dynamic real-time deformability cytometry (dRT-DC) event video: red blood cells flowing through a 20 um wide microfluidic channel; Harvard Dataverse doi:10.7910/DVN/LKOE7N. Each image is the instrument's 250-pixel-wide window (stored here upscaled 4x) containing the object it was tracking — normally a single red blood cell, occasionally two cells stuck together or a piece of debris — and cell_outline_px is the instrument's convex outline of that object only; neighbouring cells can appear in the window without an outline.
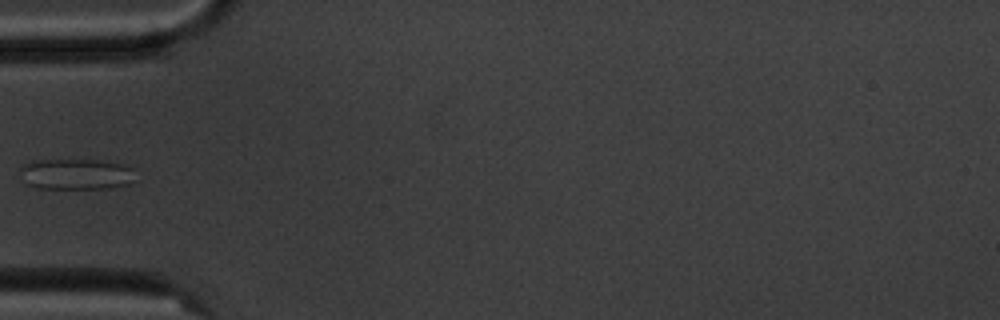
{"species": "common noctule bat (a hibernating species)", "species_latin": "Nyctalus noctula", "temperature_condition": "cold", "stored_images_in_passage": 5, "camera_frame_rate_fps": 3000, "um_per_image_px": 0.085, "animal": {"sex": "male", "body_mass_g": 20.1, "forearm_length_mm": 53.5}, "frame": {"image": 1, "passage_image": 5, "time_ms": 5.333, "image_size_px": [1000, 320], "cell_outline_px": [[132, 168], [128, 184], [108, 188], [36, 188], [28, 184], [20, 168], [24, 164], [32, 160], [100, 160], [124, 164]], "centroid_in_image_um": [6.43, 14.79], "position_along_channel_um": 78.6, "area_um2": 20.23}}